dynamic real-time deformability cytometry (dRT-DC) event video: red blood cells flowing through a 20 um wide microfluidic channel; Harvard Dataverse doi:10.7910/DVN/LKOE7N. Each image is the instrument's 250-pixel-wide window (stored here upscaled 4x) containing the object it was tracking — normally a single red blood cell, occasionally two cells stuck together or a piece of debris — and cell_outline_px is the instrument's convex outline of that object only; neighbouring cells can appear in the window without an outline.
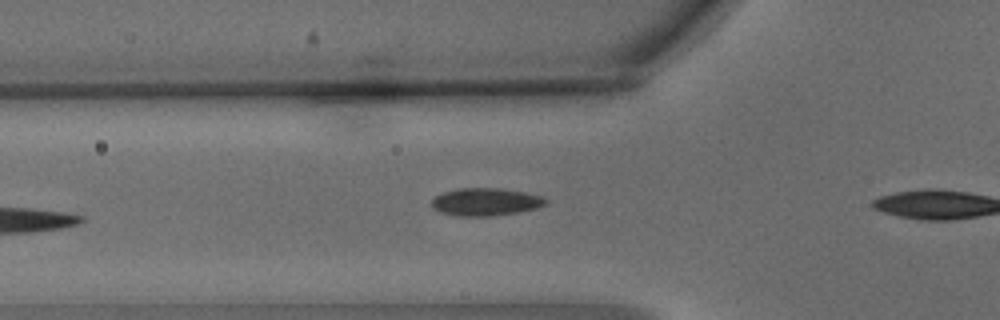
{"species": "common noctule bat (a hibernating species)", "species_latin": "Nyctalus noctula", "temperature_condition": "warm", "stored_images_in_passage": 5, "camera_frame_rate_fps": 3000, "um_per_image_px": 0.085, "animal": {"sex": "male", "body_mass_g": 15.6}, "frame": {"image": 1, "passage_image": 4, "time_ms": 1.0, "image_size_px": [1000, 320], "cell_outline_px": [[548, 204], [536, 208], [520, 212], [492, 216], [460, 216], [440, 212], [432, 208], [432, 200], [436, 196], [444, 192], [460, 188], [500, 188], [524, 192], [540, 196], [548, 200]], "centroid_in_image_um": [41.3, 17.16], "position_along_channel_um": 84.5, "area_um2": 18.38}}